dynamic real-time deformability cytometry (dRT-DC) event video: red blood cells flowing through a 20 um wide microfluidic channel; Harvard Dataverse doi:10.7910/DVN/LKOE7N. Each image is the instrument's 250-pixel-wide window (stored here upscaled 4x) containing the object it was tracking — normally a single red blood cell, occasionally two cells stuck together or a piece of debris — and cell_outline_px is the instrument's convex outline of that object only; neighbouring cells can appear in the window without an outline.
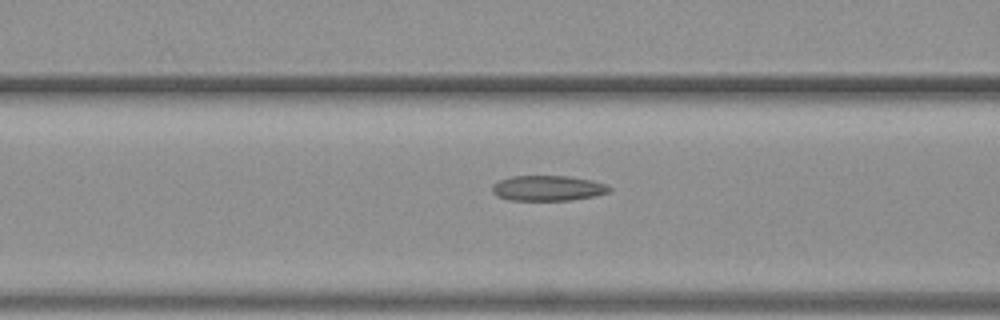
{"species": "common noctule bat (a hibernating species)", "species_latin": "Nyctalus noctula", "temperature_condition": "warm", "stored_images_in_passage": 33, "camera_frame_rate_fps": 3000, "um_per_image_px": 0.085, "animal": {"sex": "female", "body_mass_g": 19.3, "forearm_length_mm": 54.1}, "frame": {"image": 1, "passage_image": 12, "time_ms": 3.667, "image_size_px": [1000, 320], "cell_outline_px": [[612, 188], [608, 192], [596, 196], [572, 200], [508, 200], [496, 196], [492, 192], [492, 184], [500, 180], [512, 176], [568, 176], [592, 180], [608, 184]], "centroid_in_image_um": [46.58, 16.0], "position_along_channel_um": 120.0, "area_um2": 17.46}}
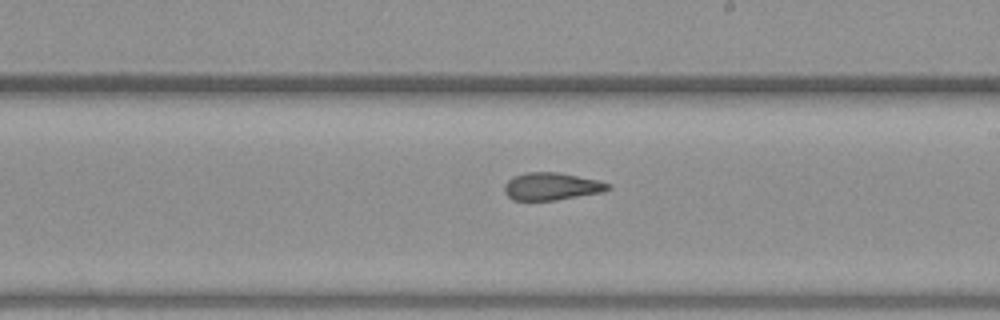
{"frame": {"image": 2, "passage_image": 21, "time_ms": 6.667, "image_size_px": [1000, 320], "cell_outline_px": [[612, 188], [604, 192], [556, 200], [512, 200], [504, 192], [504, 184], [512, 176], [524, 172], [560, 172], [600, 180], [612, 184]], "centroid_in_image_um": [46.91, 15.83], "position_along_channel_um": 242.1, "area_um2": 16.99}}
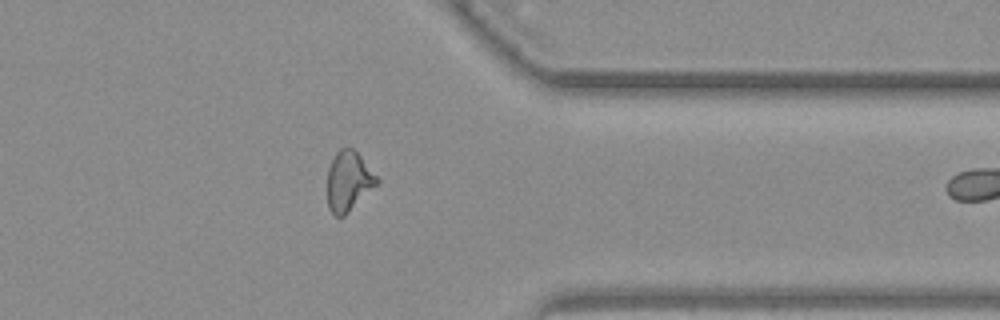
{"frame": {"image": 3, "passage_image": 32, "time_ms": 10.333, "image_size_px": [1000, 320], "cell_outline_px": [[380, 180], [344, 216], [336, 216], [328, 208], [328, 168], [336, 152], [340, 148], [352, 148], [360, 156]], "centroid_in_image_um": [29.6, 15.39], "position_along_channel_um": 381.8, "area_um2": 16.76}}